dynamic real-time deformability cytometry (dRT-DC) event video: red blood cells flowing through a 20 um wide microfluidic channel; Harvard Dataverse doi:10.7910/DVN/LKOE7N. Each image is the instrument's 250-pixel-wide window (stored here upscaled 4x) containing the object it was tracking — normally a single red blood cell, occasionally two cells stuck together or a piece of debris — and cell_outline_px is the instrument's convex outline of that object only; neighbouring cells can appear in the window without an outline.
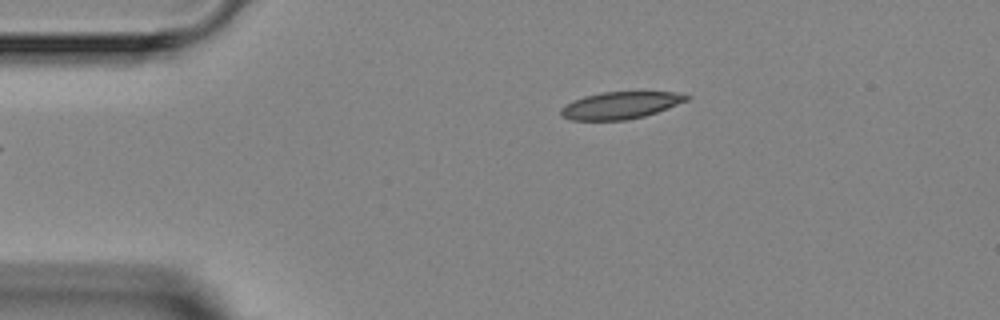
{"species": "Egyptian fruit bat (a non-hibernating species)", "species_latin": "Rousettus aegyptiacus", "temperature_condition": "room temperature", "stored_images_in_passage": 2, "camera_frame_rate_fps": 3000, "um_per_image_px": 0.085, "animal": {"sex": "female"}, "frame": {"image": 1, "passage_image": 2, "time_ms": 1.0, "image_size_px": [1000, 320], "cell_outline_px": [[692, 96], [688, 100], [656, 112], [644, 116], [624, 120], [572, 120], [560, 116], [560, 108], [564, 104], [572, 100], [584, 96], [600, 92], [676, 92]], "centroid_in_image_um": [52.68, 8.95], "position_along_channel_um": 32.3, "area_um2": 19.88}}